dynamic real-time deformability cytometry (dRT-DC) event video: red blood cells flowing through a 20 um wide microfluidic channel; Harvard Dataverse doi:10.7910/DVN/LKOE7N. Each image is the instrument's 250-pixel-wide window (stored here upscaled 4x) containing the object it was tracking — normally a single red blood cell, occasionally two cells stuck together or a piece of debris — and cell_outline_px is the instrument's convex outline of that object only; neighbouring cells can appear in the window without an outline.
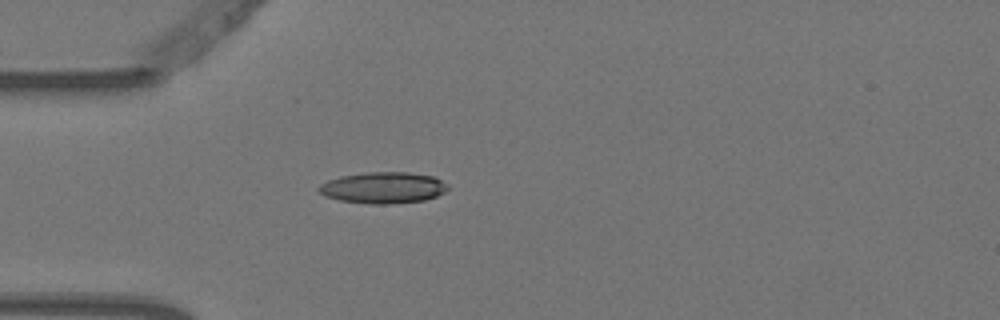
{"species": "Egyptian fruit bat (a non-hibernating species)", "species_latin": "Rousettus aegyptiacus", "temperature_condition": "warm", "stored_images_in_passage": 5, "camera_frame_rate_fps": 3000, "um_per_image_px": 0.085, "animal": {"sex": "female"}, "frame": {"image": 1, "passage_image": 5, "time_ms": 1.333, "image_size_px": [1000, 320], "cell_outline_px": [[448, 188], [444, 192], [436, 196], [424, 200], [388, 204], [368, 204], [340, 200], [324, 196], [316, 188], [320, 184], [328, 180], [340, 176], [364, 172], [408, 172], [432, 176], [448, 184]], "centroid_in_image_um": [32.54, 15.95], "position_along_channel_um": 52.5, "area_um2": 23.58}}